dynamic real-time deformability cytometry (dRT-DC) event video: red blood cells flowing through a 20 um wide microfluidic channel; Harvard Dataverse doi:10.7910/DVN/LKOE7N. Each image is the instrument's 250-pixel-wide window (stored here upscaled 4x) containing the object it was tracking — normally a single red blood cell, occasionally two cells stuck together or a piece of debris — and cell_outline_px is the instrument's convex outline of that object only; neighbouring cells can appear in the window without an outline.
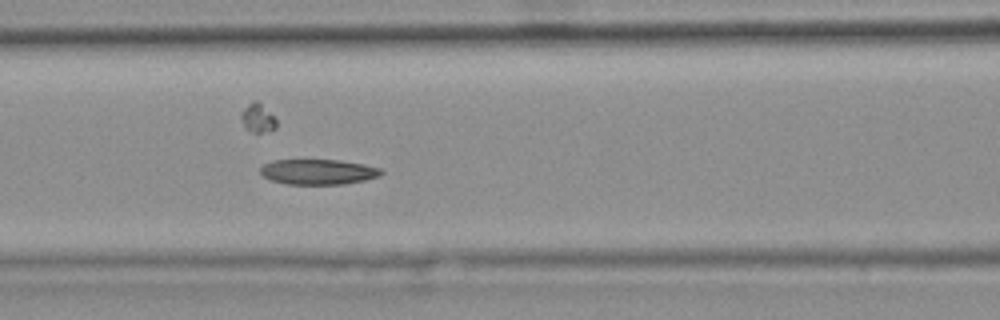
{"species": "common noctule bat (a hibernating species)", "species_latin": "Nyctalus noctula", "temperature_condition": "warm", "stored_images_in_passage": 50, "camera_frame_rate_fps": 3000, "um_per_image_px": 0.085, "animal": {"sex": "female", "body_mass_g": 25.1}, "frame": {"image": 1, "passage_image": 22, "time_ms": 7.0, "image_size_px": [1000, 320], "cell_outline_px": [[384, 172], [380, 176], [364, 180], [344, 184], [288, 184], [272, 180], [264, 176], [260, 172], [260, 168], [264, 164], [272, 160], [340, 160], [364, 164], [380, 168]], "centroid_in_image_um": [27.06, 14.6], "position_along_channel_um": 139.5, "area_um2": 17.74}, "authors_computed_cell_mechanics": {"area_um2": 19.363, "velocity_mm_per_s": 3.7252, "shape_relaxation_time_tau1_ms": null, "shape_relaxation_time_tau2_ms": 2.8376, "deformation_change_tau1": null, "deformation_change_tau2": 0.0711}}